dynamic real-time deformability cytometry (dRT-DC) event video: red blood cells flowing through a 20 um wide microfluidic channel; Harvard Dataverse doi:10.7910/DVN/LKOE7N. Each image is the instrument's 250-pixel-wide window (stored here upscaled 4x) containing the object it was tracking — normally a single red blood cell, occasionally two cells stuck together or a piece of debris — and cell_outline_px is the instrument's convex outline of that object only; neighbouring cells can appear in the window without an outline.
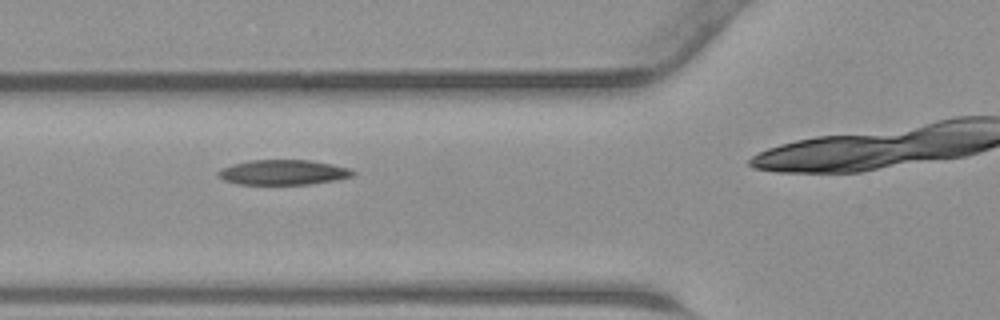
{"species": "common noctule bat (a hibernating species)", "species_latin": "Nyctalus noctula", "temperature_condition": "warm", "stored_images_in_passage": 30, "camera_frame_rate_fps": 3000, "um_per_image_px": 0.085, "animal": {"sex": "male", "body_mass_g": 23.1, "forearm_length_mm": 52.7}, "frame": {"image": 1, "passage_image": 11, "time_ms": 3.333, "image_size_px": [1000, 320], "cell_outline_px": [[356, 172], [352, 176], [336, 180], [308, 184], [236, 184], [224, 180], [216, 176], [216, 172], [220, 168], [232, 164], [248, 160], [308, 160], [332, 164], [348, 168]], "centroid_in_image_um": [24.0, 14.64], "position_along_channel_um": 101.8, "area_um2": 19.71}}
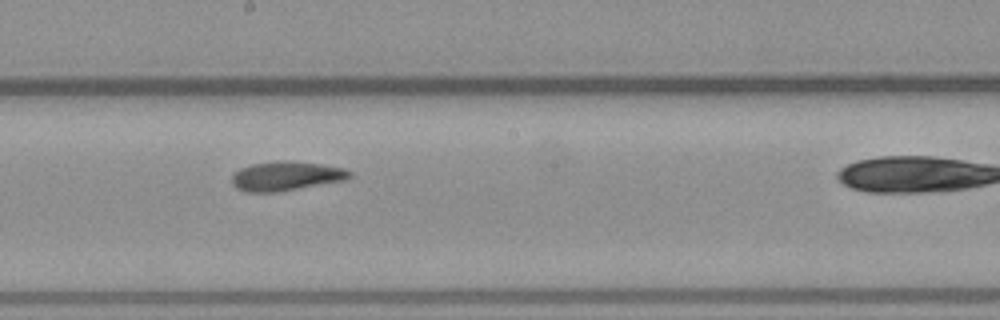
{"frame": {"image": 2, "passage_image": 19, "time_ms": 6.0, "image_size_px": [1000, 320], "cell_outline_px": [[352, 176], [344, 180], [276, 192], [244, 192], [236, 188], [232, 184], [232, 176], [240, 168], [252, 164], [276, 160], [288, 160], [320, 164], [344, 168], [352, 172]], "centroid_in_image_um": [24.29, 14.95], "position_along_channel_um": 223.9, "area_um2": 20.06}}
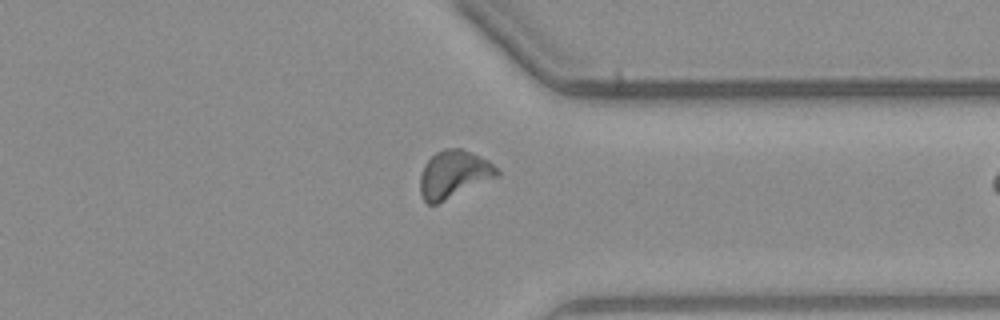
{"frame": {"image": 3, "passage_image": 29, "time_ms": 9.333, "image_size_px": [1000, 320], "cell_outline_px": [[500, 176], [436, 204], [428, 204], [424, 200], [420, 192], [420, 176], [424, 164], [436, 152], [444, 148], [460, 148], [488, 160], [500, 172]], "centroid_in_image_um": [38.57, 14.81], "position_along_channel_um": 372.8, "area_um2": 21.21}}